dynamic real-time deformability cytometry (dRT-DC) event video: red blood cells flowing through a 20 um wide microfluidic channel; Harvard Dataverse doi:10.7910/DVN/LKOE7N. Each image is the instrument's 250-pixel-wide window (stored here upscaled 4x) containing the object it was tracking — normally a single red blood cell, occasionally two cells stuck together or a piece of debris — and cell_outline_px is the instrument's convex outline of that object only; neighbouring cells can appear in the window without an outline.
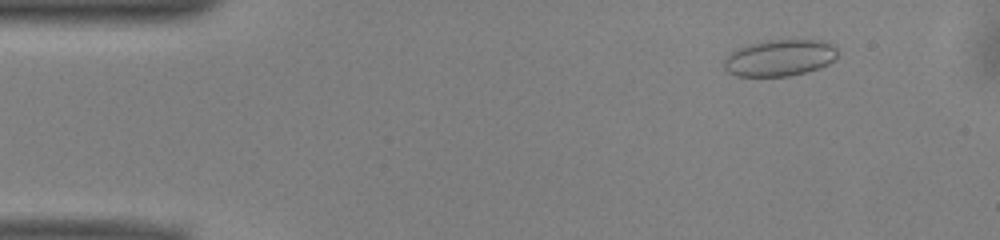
{"species": "common noctule bat (a hibernating species)", "species_latin": "Nyctalus noctula", "temperature_condition": "warm", "stored_images_in_passage": 43, "camera_frame_rate_fps": 3000, "um_per_image_px": 0.085, "animal": {"sex": "male", "body_mass_g": 13.0, "forearm_length_mm": 53.1}, "frame": {"image": 1, "passage_image": 6, "time_ms": 1.667, "image_size_px": [1000, 240], "cell_outline_px": [[836, 56], [828, 64], [820, 68], [788, 76], [736, 76], [728, 72], [724, 68], [724, 60], [736, 48], [768, 40], [824, 40], [832, 44], [836, 48]], "centroid_in_image_um": [66.27, 4.92], "position_along_channel_um": 18.7, "area_um2": 23.99}}
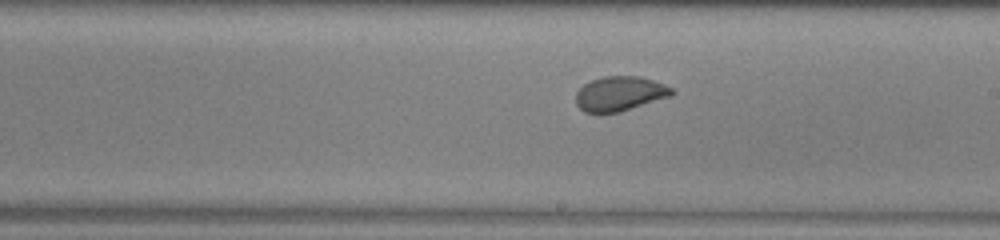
{"frame": {"image": 2, "passage_image": 29, "time_ms": 9.333, "image_size_px": [1000, 240], "cell_outline_px": [[676, 92], [672, 96], [620, 112], [600, 116], [584, 112], [576, 104], [576, 92], [584, 84], [592, 80], [604, 76], [636, 76], [652, 80], [664, 84], [672, 88]], "centroid_in_image_um": [52.66, 8.01], "position_along_channel_um": 236.3, "area_um2": 19.83}}
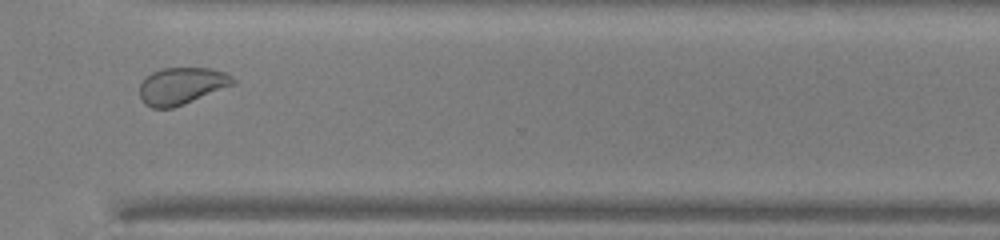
{"frame": {"image": 3, "passage_image": 38, "time_ms": 12.333, "image_size_px": [1000, 240], "cell_outline_px": [[236, 84], [184, 104], [172, 108], [152, 108], [144, 104], [140, 100], [140, 84], [152, 72], [164, 68], [212, 68], [224, 72], [232, 76], [236, 80]], "centroid_in_image_um": [15.46, 7.31], "position_along_channel_um": 355.1, "area_um2": 20.17}, "authors_computed_cell_mechanics": {"area_um2": 20.6346, "velocity_mm_per_s": 3.9485, "shape_relaxation_time_tau1_ms": 4.6529, "shape_relaxation_time_tau2_ms": null, "deformation_change_tau1": 0.0949, "deformation_change_tau2": null}}